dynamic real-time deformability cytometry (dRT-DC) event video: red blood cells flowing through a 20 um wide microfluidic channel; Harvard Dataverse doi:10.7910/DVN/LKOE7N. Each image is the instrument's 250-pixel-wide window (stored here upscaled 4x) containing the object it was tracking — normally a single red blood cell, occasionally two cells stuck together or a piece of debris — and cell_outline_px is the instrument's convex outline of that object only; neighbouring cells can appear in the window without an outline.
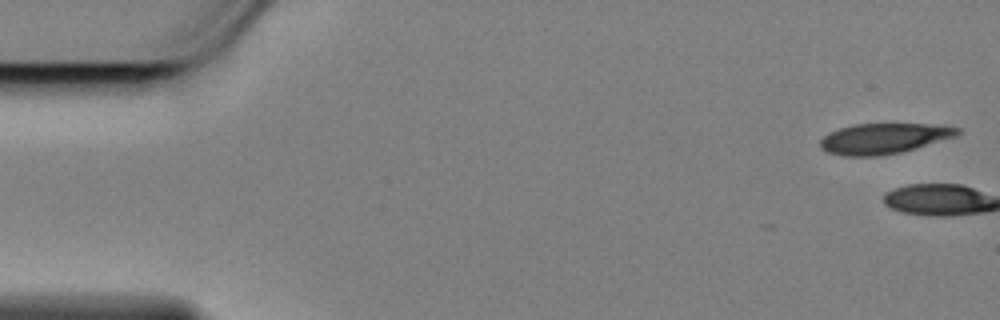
{"species": "Egyptian fruit bat (a non-hibernating species)", "species_latin": "Rousettus aegyptiacus", "temperature_condition": "cold", "stored_images_in_passage": 2, "camera_frame_rate_fps": 3000, "um_per_image_px": 0.085, "animal": {"sex": "female"}, "frame": {"image": 1, "passage_image": 1, "time_ms": 0.0, "image_size_px": [1000, 320], "cell_outline_px": [[964, 132], [956, 136], [916, 148], [900, 152], [876, 156], [844, 156], [828, 152], [820, 148], [820, 140], [828, 132], [852, 124], [944, 124], [960, 128]], "centroid_in_image_um": [75.16, 11.76], "position_along_channel_um": 9.8, "area_um2": 24.57}}